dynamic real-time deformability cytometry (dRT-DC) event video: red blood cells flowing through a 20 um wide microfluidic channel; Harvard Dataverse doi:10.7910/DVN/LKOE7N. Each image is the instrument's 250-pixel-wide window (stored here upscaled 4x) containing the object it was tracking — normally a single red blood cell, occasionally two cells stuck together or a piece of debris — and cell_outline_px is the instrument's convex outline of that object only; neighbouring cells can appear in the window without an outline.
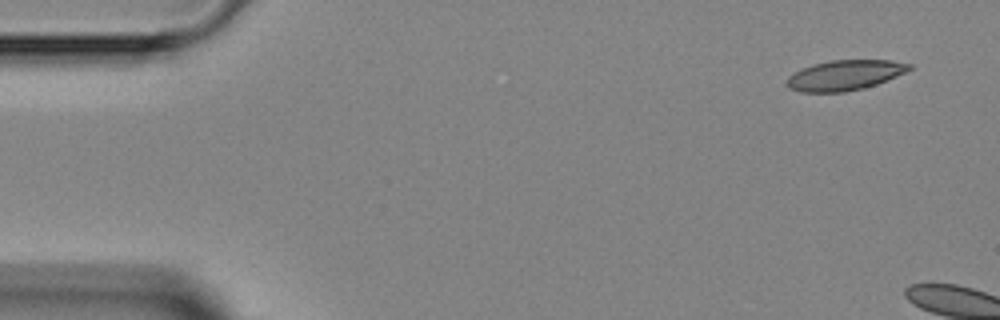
{"species": "Egyptian fruit bat (a non-hibernating species)", "species_latin": "Rousettus aegyptiacus", "temperature_condition": "room temperature", "stored_images_in_passage": 4, "camera_frame_rate_fps": 3000, "um_per_image_px": 0.085, "animal": {"sex": "female"}, "frame": {"image": 1, "passage_image": 1, "time_ms": 0.0, "image_size_px": [1000, 320], "cell_outline_px": [[912, 68], [896, 76], [876, 84], [864, 88], [844, 92], [800, 92], [788, 88], [788, 76], [792, 72], [812, 64], [832, 60], [888, 60], [912, 64]], "centroid_in_image_um": [71.77, 6.39], "position_along_channel_um": 13.2, "area_um2": 21.44}}